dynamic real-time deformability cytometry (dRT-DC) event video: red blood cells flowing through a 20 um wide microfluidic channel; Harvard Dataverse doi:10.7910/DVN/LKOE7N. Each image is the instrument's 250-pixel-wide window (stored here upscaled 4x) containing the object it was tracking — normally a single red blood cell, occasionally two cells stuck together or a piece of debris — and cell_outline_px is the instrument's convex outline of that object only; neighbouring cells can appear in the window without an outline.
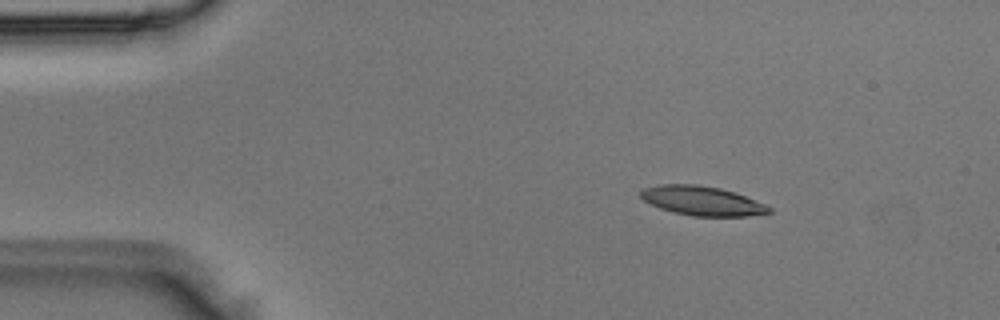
{"species": "Egyptian fruit bat (a non-hibernating species)", "species_latin": "Rousettus aegyptiacus", "temperature_condition": "room temperature", "stored_images_in_passage": 4, "segment_of_instrument_passage": [1, 2], "camera_frame_rate_fps": 3000, "um_per_image_px": 0.085, "animal": {"sex": "male"}, "frame": {"image": 1, "passage_image": 1, "time_ms": 0.0, "image_size_px": [1000, 320], "cell_outline_px": [[772, 212], [744, 216], [692, 216], [672, 212], [660, 208], [644, 200], [640, 196], [640, 192], [644, 188], [660, 184], [700, 184], [720, 188], [736, 192], [764, 204], [772, 208]], "centroid_in_image_um": [59.67, 17.06], "position_along_channel_um": 25.3, "area_um2": 21.91}}